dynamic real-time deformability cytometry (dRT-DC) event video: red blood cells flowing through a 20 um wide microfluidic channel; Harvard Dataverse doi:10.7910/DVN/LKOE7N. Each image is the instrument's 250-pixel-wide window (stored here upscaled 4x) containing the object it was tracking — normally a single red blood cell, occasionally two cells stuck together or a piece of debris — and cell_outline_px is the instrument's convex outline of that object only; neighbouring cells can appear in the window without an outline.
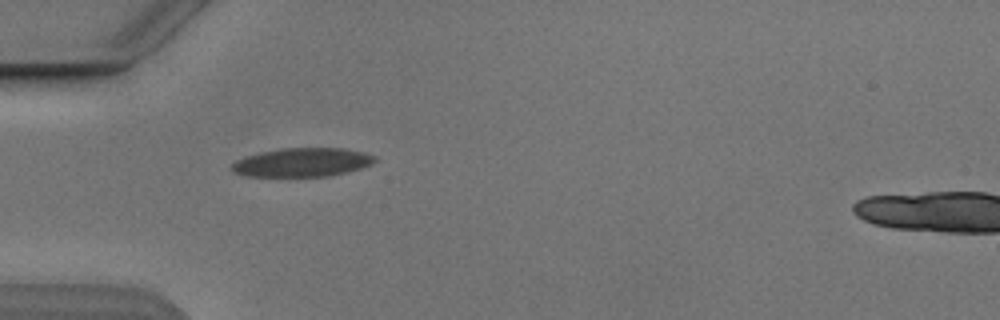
{"species": "Egyptian fruit bat (a non-hibernating species)", "species_latin": "Rousettus aegyptiacus", "temperature_condition": "cold", "stored_images_in_passage": 3, "camera_frame_rate_fps": 3000, "um_per_image_px": 0.085, "animal": {"sex": "male"}, "frame": {"image": 1, "passage_image": 2, "time_ms": 1.333, "image_size_px": [1000, 320], "cell_outline_px": [[376, 160], [372, 164], [360, 168], [328, 176], [248, 176], [236, 172], [232, 168], [232, 164], [236, 160], [260, 152], [280, 148], [344, 148], [364, 152], [376, 156]], "centroid_in_image_um": [25.73, 13.78], "position_along_channel_um": 59.3, "area_um2": 23.7}}